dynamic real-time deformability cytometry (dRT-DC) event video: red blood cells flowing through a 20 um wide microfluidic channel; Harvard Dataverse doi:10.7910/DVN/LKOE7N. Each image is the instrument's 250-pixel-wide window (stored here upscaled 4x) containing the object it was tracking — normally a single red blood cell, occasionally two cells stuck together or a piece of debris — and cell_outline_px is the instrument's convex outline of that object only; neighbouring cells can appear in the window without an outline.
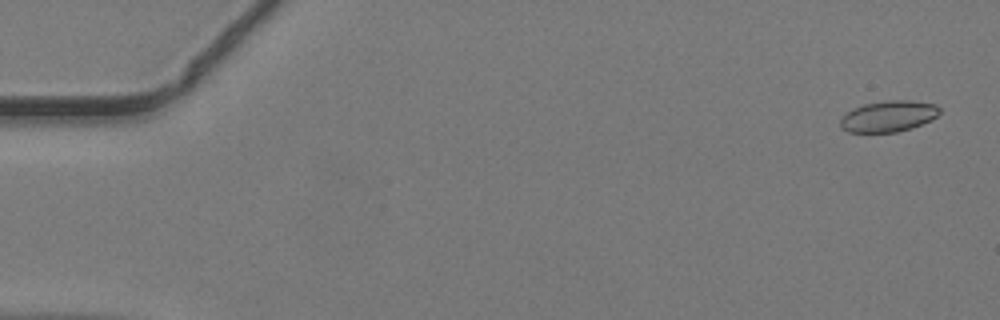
{"species": "common noctule bat (a hibernating species)", "species_latin": "Nyctalus noctula", "temperature_condition": "warm", "stored_images_in_passage": 48, "camera_frame_rate_fps": 3000, "um_per_image_px": 0.085, "animal": {"sex": "male", "body_mass_g": 19.2, "forearm_length_mm": 51.8}, "frame": {"image": 1, "passage_image": 2, "time_ms": 0.333, "image_size_px": [1000, 320], "cell_outline_px": [[940, 112], [932, 120], [912, 128], [896, 132], [848, 132], [840, 128], [840, 120], [852, 108], [864, 104], [884, 100], [908, 100], [936, 104], [940, 108]], "centroid_in_image_um": [75.53, 9.88], "position_along_channel_um": 9.5, "area_um2": 18.09}}
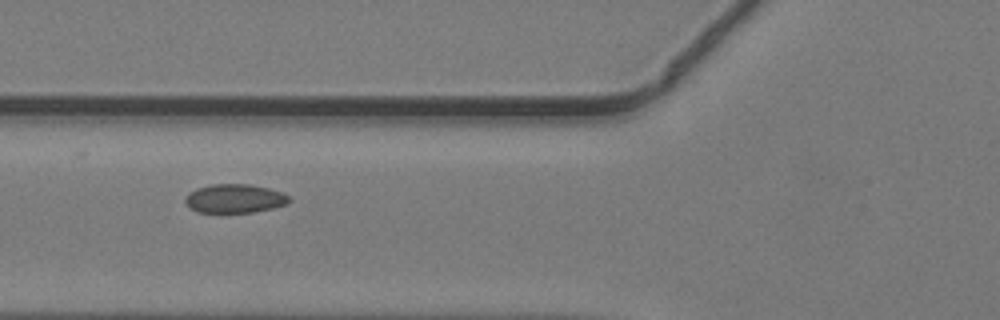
{"frame": {"image": 2, "passage_image": 19, "time_ms": 6.0, "image_size_px": [1000, 320], "cell_outline_px": [[292, 200], [288, 204], [272, 208], [252, 212], [196, 212], [188, 208], [184, 200], [188, 192], [196, 188], [212, 184], [252, 184], [268, 188], [280, 192], [288, 196]], "centroid_in_image_um": [19.92, 16.87], "position_along_channel_um": 105.9, "area_um2": 17.57}}
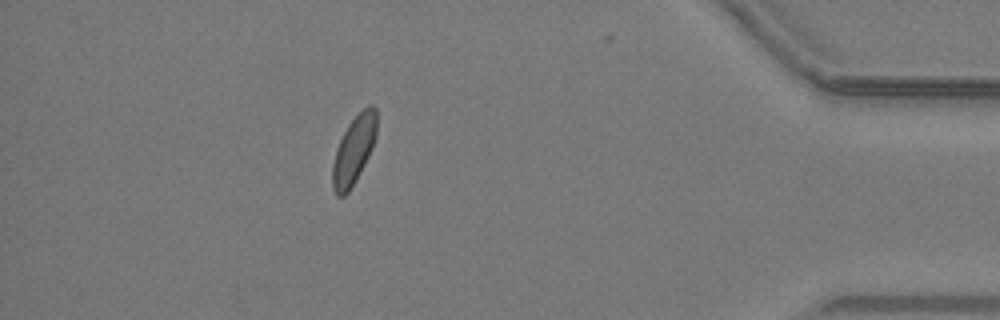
{"frame": {"image": 3, "passage_image": 43, "time_ms": 14.0, "image_size_px": [1000, 320], "cell_outline_px": [[376, 136], [372, 148], [356, 180], [348, 192], [344, 196], [336, 196], [332, 188], [332, 164], [336, 148], [348, 124], [368, 104], [372, 104], [376, 108]], "centroid_in_image_um": [30.06, 12.77], "position_along_channel_um": 405.1, "area_um2": 17.46}}